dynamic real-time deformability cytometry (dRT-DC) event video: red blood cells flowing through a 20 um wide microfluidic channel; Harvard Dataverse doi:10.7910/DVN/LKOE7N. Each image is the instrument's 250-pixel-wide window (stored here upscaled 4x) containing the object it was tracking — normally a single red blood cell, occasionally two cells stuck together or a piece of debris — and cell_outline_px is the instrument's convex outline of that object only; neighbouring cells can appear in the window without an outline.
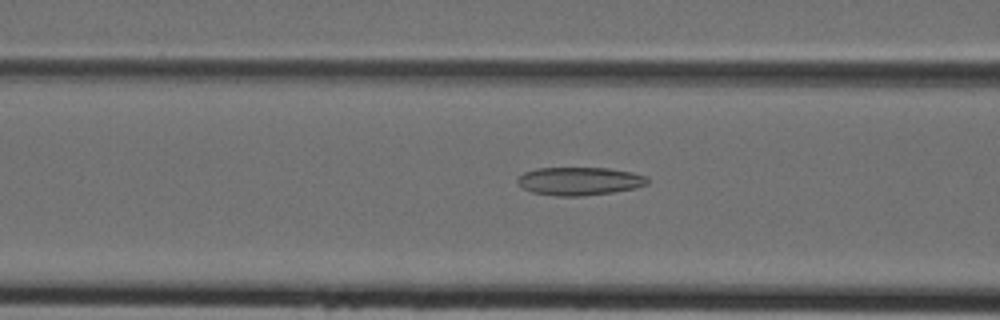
{"species": "Egyptian fruit bat (a non-hibernating species)", "species_latin": "Rousettus aegyptiacus", "temperature_condition": "cold", "stored_images_in_passage": 31, "camera_frame_rate_fps": 3000, "um_per_image_px": 0.085, "animal": {"sex": "female"}, "frame": {"image": 1, "passage_image": 5, "time_ms": 1.333, "image_size_px": [1000, 320], "cell_outline_px": [[648, 184], [636, 188], [612, 192], [580, 196], [556, 196], [532, 192], [524, 188], [516, 180], [524, 172], [536, 168], [608, 168], [632, 172], [648, 176]], "centroid_in_image_um": [49.28, 15.39], "position_along_channel_um": 117.3, "area_um2": 21.27}}
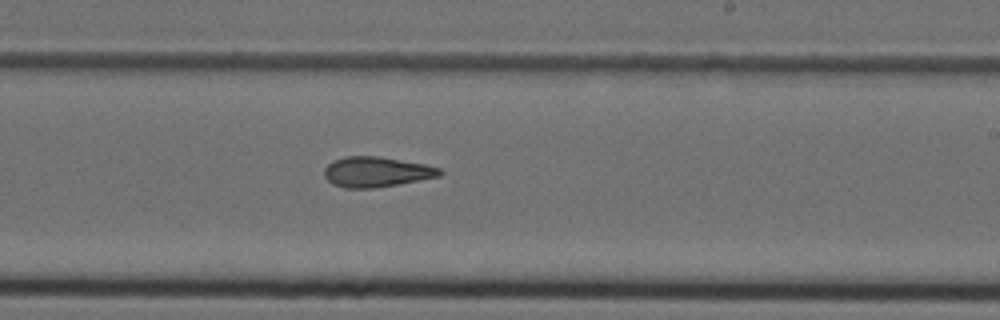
{"frame": {"image": 2, "passage_image": 14, "time_ms": 4.333, "image_size_px": [1000, 320], "cell_outline_px": [[444, 172], [440, 176], [396, 184], [372, 188], [344, 188], [332, 184], [324, 176], [324, 168], [332, 160], [344, 156], [380, 156], [424, 164], [440, 168]], "centroid_in_image_um": [31.96, 14.6], "position_along_channel_um": 257.0, "area_um2": 20.35}}
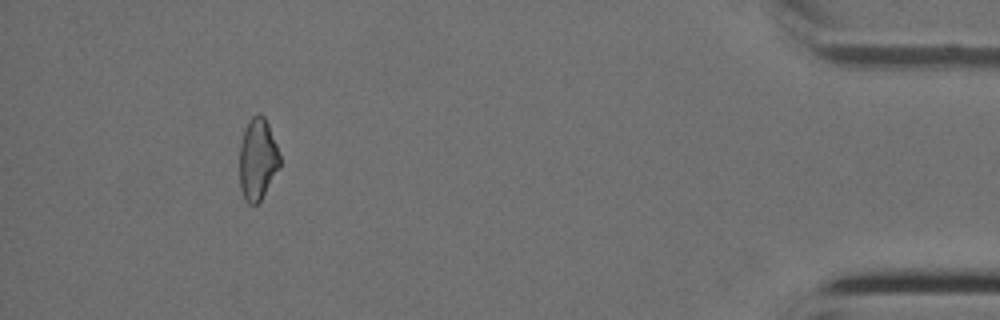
{"frame": {"image": 3, "passage_image": 28, "time_ms": 9.0, "image_size_px": [1000, 320], "cell_outline_px": [[280, 164], [260, 200], [256, 204], [248, 204], [244, 200], [240, 188], [240, 144], [244, 128], [248, 120], [256, 112], [260, 112], [264, 116], [268, 124], [276, 144], [280, 156]], "centroid_in_image_um": [21.87, 13.48], "position_along_channel_um": 413.3, "area_um2": 19.07}}